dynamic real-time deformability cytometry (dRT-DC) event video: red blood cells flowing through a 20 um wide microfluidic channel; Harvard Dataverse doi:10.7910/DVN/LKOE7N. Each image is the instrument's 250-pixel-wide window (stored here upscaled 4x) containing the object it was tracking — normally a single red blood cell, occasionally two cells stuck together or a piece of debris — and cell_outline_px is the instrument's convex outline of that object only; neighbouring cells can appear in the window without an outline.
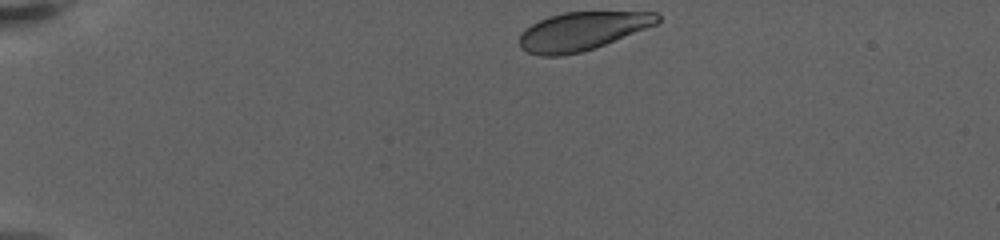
{"species": "human", "species_latin": "Homo sapiens", "temperature_condition": "warm", "stored_images_in_passage": 45, "camera_frame_rate_fps": 3000, "um_per_image_px": 0.085, "donor": {"sex": "female"}, "frame": {"image": 1, "passage_image": 1, "time_ms": 0.0, "image_size_px": [1000, 240], "cell_outline_px": [[660, 20], [656, 24], [596, 48], [580, 52], [560, 56], [540, 56], [528, 52], [520, 48], [520, 32], [532, 24], [548, 16], [564, 12], [656, 12], [660, 16]], "centroid_in_image_um": [49.46, 2.65], "position_along_channel_um": 35.5, "area_um2": 30.75}}
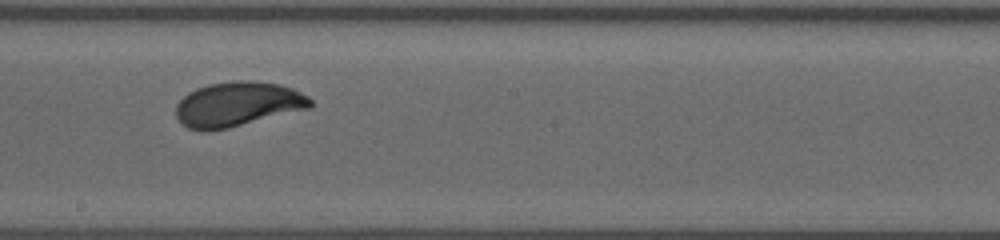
{"frame": {"image": 2, "passage_image": 22, "time_ms": 8.333, "image_size_px": [1000, 240], "cell_outline_px": [[312, 104], [308, 108], [228, 128], [208, 132], [204, 132], [188, 128], [176, 116], [176, 104], [188, 92], [196, 88], [208, 84], [232, 80], [256, 80], [280, 84], [292, 88], [308, 96], [312, 100]], "centroid_in_image_um": [20.18, 8.84], "position_along_channel_um": 228.0, "area_um2": 35.08}}
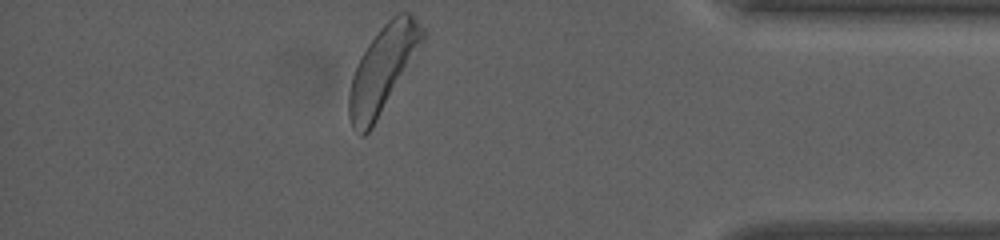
{"frame": {"image": 3, "passage_image": 45, "time_ms": 14.667, "image_size_px": [1000, 240], "cell_outline_px": [[428, 36], [372, 128], [364, 136], [360, 136], [352, 128], [348, 116], [348, 92], [352, 76], [368, 44], [380, 28], [392, 16], [400, 12], [408, 12], [416, 16], [428, 32]], "centroid_in_image_um": [32.58, 5.86], "position_along_channel_um": 402.6, "area_um2": 37.11}, "authors_computed_cell_mechanics": {"area_um2": 34.1598, "velocity_mm_per_s": 3.1968, "shape_relaxation_time_tau1_ms": 3.2502, "shape_relaxation_time_tau2_ms": null, "deformation_change_tau1": 0.1473, "deformation_change_tau2": null}}